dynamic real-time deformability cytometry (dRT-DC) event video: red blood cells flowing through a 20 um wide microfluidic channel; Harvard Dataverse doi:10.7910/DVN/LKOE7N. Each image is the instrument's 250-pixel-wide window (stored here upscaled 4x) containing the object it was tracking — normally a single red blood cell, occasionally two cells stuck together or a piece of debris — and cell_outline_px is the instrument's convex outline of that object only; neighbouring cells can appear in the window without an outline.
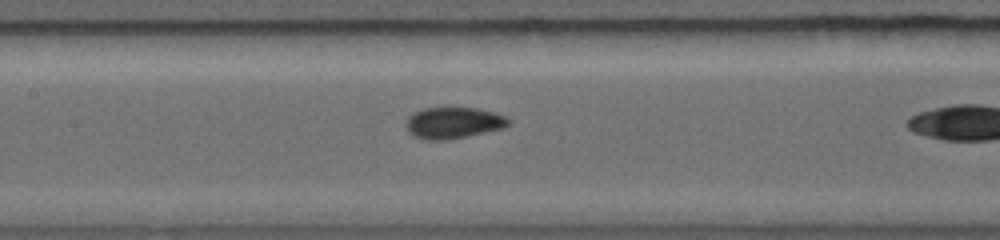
{"species": "common noctule bat (a hibernating species)", "species_latin": "Nyctalus noctula", "temperature_condition": "warm", "stored_images_in_passage": 12, "camera_frame_rate_fps": 5000, "um_per_image_px": 0.085, "animal": {"sex": "female", "body_mass_g": 19.0, "forearm_length_mm": 56.7}, "frame": {"image": 1, "passage_image": 4, "time_ms": 1.0, "image_size_px": [1000, 240], "cell_outline_px": [[512, 120], [504, 128], [444, 140], [424, 140], [412, 136], [408, 132], [404, 124], [408, 116], [424, 108], [472, 108], [496, 112]], "centroid_in_image_um": [38.49, 10.44], "position_along_channel_um": 168.9, "area_um2": 18.67}}
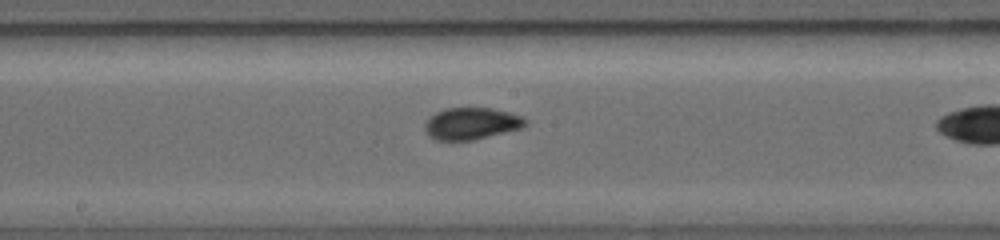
{"frame": {"image": 2, "passage_image": 6, "time_ms": 1.8, "image_size_px": [1000, 240], "cell_outline_px": [[528, 124], [520, 128], [476, 140], [436, 140], [428, 136], [424, 128], [424, 124], [436, 112], [448, 108], [488, 108], [508, 112], [520, 116], [528, 120]], "centroid_in_image_um": [40.06, 10.51], "position_along_channel_um": 208.1, "area_um2": 18.55}}
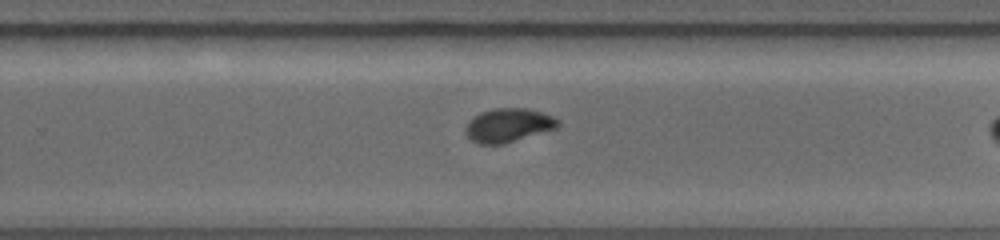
{"frame": {"image": 3, "passage_image": 10, "time_ms": 3.4, "image_size_px": [1000, 240], "cell_outline_px": [[560, 124], [556, 128], [504, 144], [476, 144], [464, 132], [464, 128], [468, 120], [480, 112], [496, 108], [528, 108], [552, 116], [560, 120]], "centroid_in_image_um": [43.17, 10.64], "position_along_channel_um": 286.6, "area_um2": 18.26}}